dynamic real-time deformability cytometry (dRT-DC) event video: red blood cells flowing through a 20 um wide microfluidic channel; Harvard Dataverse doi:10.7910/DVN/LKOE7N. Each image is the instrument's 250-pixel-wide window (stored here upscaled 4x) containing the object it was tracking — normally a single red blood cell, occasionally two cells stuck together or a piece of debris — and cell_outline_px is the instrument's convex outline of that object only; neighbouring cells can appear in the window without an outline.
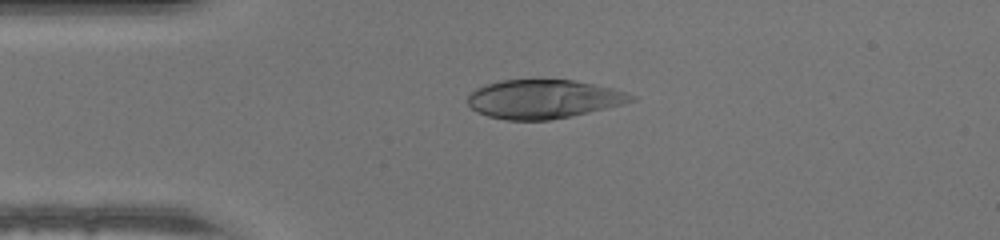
{"species": "human", "species_latin": "Homo sapiens", "temperature_condition": "warm", "stored_images_in_passage": 40, "camera_frame_rate_fps": 3000, "um_per_image_px": 0.085, "donor": {"sex": "male"}, "frame": {"image": 1, "passage_image": 3, "time_ms": 0.667, "image_size_px": [1000, 240], "cell_outline_px": [[636, 100], [624, 104], [572, 116], [548, 120], [504, 120], [488, 116], [476, 112], [468, 104], [468, 96], [476, 88], [500, 80], [572, 80], [612, 88], [636, 96]], "centroid_in_image_um": [46.19, 8.43], "position_along_channel_um": 38.8, "area_um2": 36.82}}
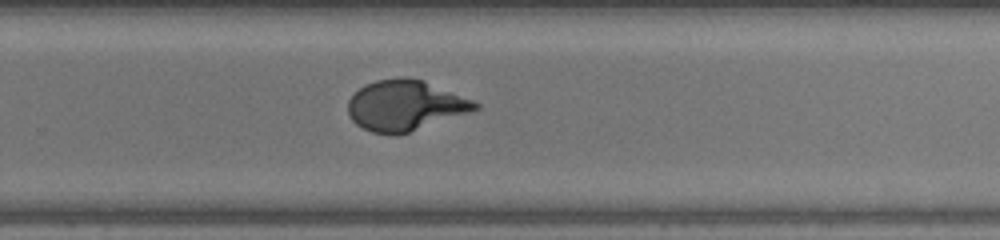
{"frame": {"image": 2, "passage_image": 23, "time_ms": 7.333, "image_size_px": [1000, 240], "cell_outline_px": [[480, 108], [472, 112], [396, 136], [392, 136], [372, 132], [356, 124], [348, 116], [348, 100], [364, 84], [376, 80], [424, 80], [472, 100], [480, 104]], "centroid_in_image_um": [34.44, 9.01], "position_along_channel_um": 295.4, "area_um2": 36.88}}
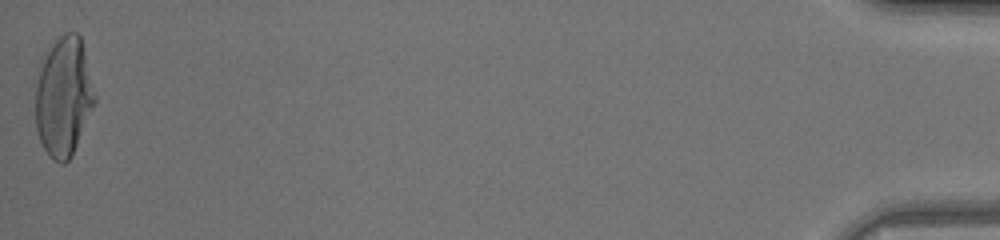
{"frame": {"image": 3, "passage_image": 40, "time_ms": 13.0, "image_size_px": [1000, 240], "cell_outline_px": [[96, 104], [72, 156], [64, 164], [60, 164], [52, 160], [48, 156], [40, 140], [36, 128], [36, 84], [40, 64], [56, 40], [64, 32], [76, 32], [80, 36], [96, 96]], "centroid_in_image_um": [5.42, 8.28], "position_along_channel_um": 429.8, "area_um2": 41.27}}